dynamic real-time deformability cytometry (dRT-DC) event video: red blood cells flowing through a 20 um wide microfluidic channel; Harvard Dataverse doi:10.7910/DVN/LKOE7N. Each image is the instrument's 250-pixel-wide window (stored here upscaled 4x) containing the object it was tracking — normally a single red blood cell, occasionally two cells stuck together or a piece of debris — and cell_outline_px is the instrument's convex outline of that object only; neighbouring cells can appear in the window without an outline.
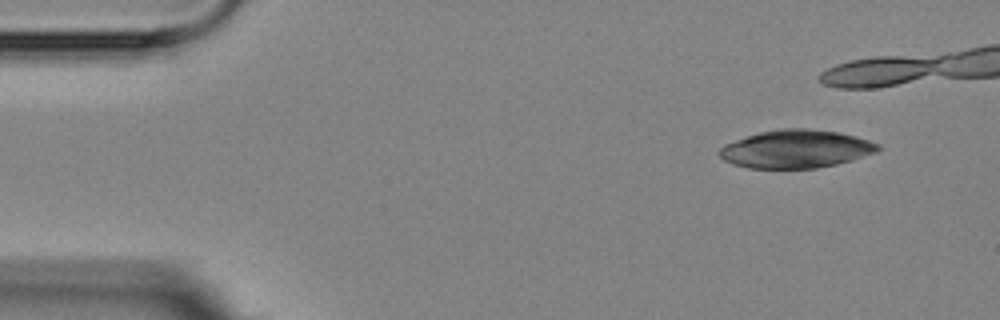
{"species": "Egyptian fruit bat (a non-hibernating species)", "species_latin": "Rousettus aegyptiacus", "temperature_condition": "room temperature", "stored_images_in_passage": 4, "camera_frame_rate_fps": 3000, "um_per_image_px": 0.085, "animal": {"sex": "female"}, "frame": {"image": 1, "passage_image": 1, "time_ms": 0.0, "image_size_px": [1000, 320], "cell_outline_px": [[880, 148], [876, 152], [852, 160], [836, 164], [816, 168], [748, 168], [732, 164], [724, 160], [716, 152], [724, 144], [760, 132], [784, 128], [808, 128], [836, 132], [856, 136], [880, 144]], "centroid_in_image_um": [67.64, 12.66], "position_along_channel_um": 17.4, "area_um2": 35.08}}